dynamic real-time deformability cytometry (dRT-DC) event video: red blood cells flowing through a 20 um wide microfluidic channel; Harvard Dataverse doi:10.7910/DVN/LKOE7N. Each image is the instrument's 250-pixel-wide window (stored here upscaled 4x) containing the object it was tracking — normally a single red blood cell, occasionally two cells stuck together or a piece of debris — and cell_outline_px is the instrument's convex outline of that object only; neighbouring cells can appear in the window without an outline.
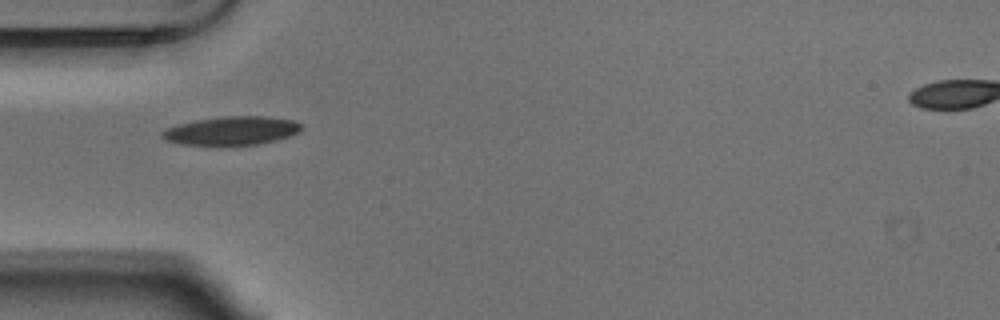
{"species": "Egyptian fruit bat (a non-hibernating species)", "species_latin": "Rousettus aegyptiacus", "temperature_condition": "warm", "stored_images_in_passage": 39, "camera_frame_rate_fps": 3000, "um_per_image_px": 0.085, "animal": {"sex": "male"}, "frame": {"image": 1, "passage_image": 1, "time_ms": 0.0, "image_size_px": [1000, 320], "cell_outline_px": [[300, 132], [292, 136], [260, 144], [184, 144], [168, 140], [160, 136], [160, 132], [168, 128], [180, 124], [196, 120], [224, 116], [264, 116], [292, 120], [300, 124]], "centroid_in_image_um": [19.73, 11.1], "position_along_channel_um": 65.3, "area_um2": 22.72}}
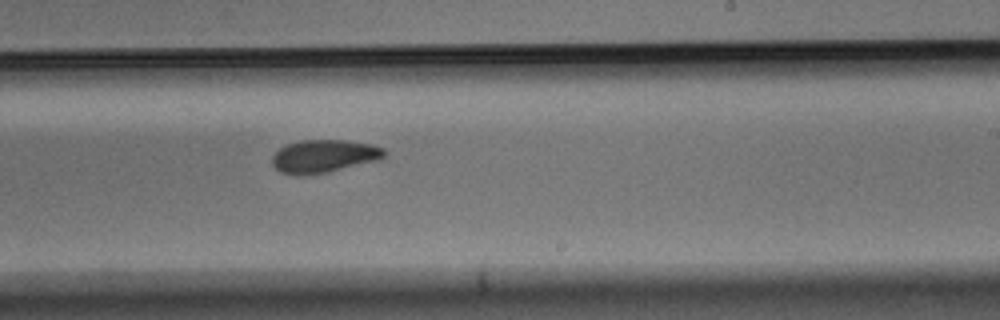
{"frame": {"image": 2, "passage_image": 17, "time_ms": 5.333, "image_size_px": [1000, 320], "cell_outline_px": [[388, 152], [380, 160], [328, 172], [304, 176], [296, 176], [280, 172], [272, 164], [272, 156], [280, 148], [288, 144], [300, 140], [348, 140], [372, 144], [384, 148]], "centroid_in_image_um": [27.56, 13.28], "position_along_channel_um": 261.4, "area_um2": 21.85}}
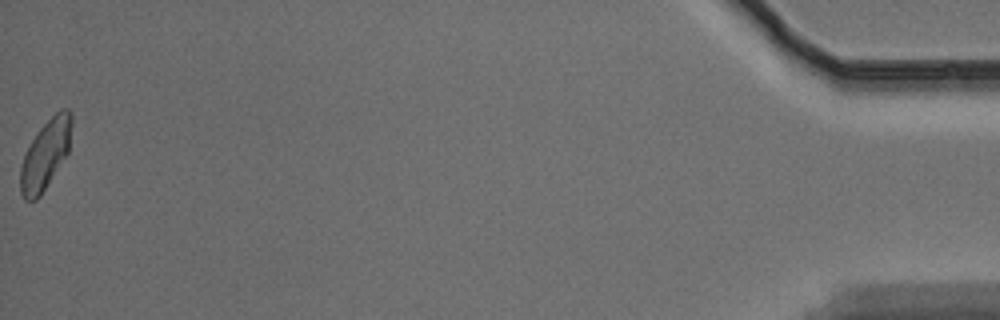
{"frame": {"image": 3, "passage_image": 39, "time_ms": 12.667, "image_size_px": [1000, 320], "cell_outline_px": [[72, 124], [68, 152], [40, 196], [36, 200], [24, 200], [20, 192], [20, 168], [24, 152], [40, 128], [60, 108], [68, 108], [72, 112]], "centroid_in_image_um": [3.85, 13.12], "position_along_channel_um": 431.3, "area_um2": 20.63}, "authors_computed_cell_mechanics": {"area_um2": 21.4438, "velocity_mm_per_s": 3.6735, "shape_relaxation_time_tau1_ms": 4.27, "shape_relaxation_time_tau2_ms": 7.9112, "deformation_change_tau1": 0.1245, "deformation_change_tau2": 0.133}}